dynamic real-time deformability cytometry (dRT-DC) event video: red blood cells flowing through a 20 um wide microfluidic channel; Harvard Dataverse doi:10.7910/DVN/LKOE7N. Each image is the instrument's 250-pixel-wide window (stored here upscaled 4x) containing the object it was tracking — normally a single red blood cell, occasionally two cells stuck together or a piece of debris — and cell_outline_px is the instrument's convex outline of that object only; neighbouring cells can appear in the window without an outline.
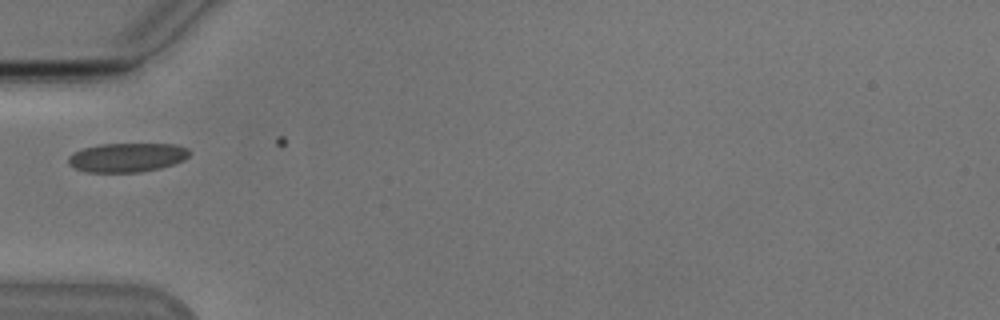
{"species": "Egyptian fruit bat (a non-hibernating species)", "species_latin": "Rousettus aegyptiacus", "temperature_condition": "cold", "stored_images_in_passage": 2, "camera_frame_rate_fps": 3000, "um_per_image_px": 0.085, "animal": {"sex": "male"}, "frame": {"image": 1, "passage_image": 1, "time_ms": 0.0, "image_size_px": [1000, 320], "cell_outline_px": [[188, 156], [184, 160], [160, 168], [140, 172], [84, 172], [68, 164], [68, 156], [72, 152], [84, 148], [100, 144], [176, 144], [188, 148]], "centroid_in_image_um": [10.77, 13.38], "position_along_channel_um": 74.2, "area_um2": 20.52}}